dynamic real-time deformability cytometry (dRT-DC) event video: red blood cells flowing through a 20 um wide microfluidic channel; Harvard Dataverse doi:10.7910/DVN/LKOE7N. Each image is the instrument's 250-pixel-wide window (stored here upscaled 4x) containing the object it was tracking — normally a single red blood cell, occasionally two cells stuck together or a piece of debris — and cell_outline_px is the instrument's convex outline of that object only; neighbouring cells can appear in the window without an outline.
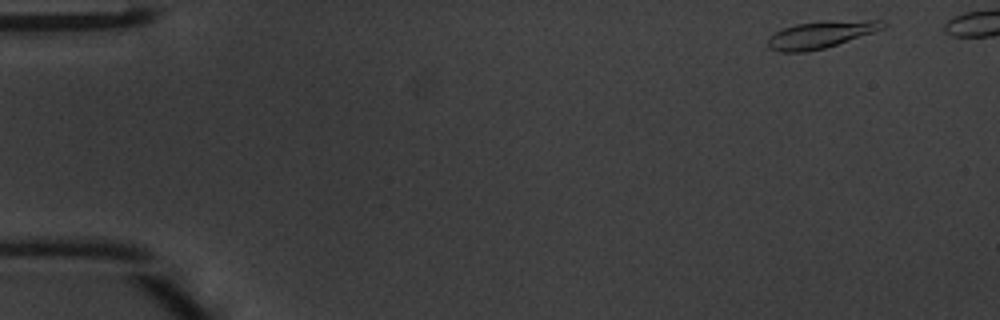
{"species": "common noctule bat (a hibernating species)", "species_latin": "Nyctalus noctula", "temperature_condition": "warm", "stored_images_in_passage": 41, "camera_frame_rate_fps": 3000, "um_per_image_px": 0.085, "animal": {"sex": "male", "body_mass_g": 20.1, "forearm_length_mm": 53.5}, "frame": {"image": 1, "passage_image": 1, "time_ms": 0.0, "image_size_px": [1000, 320], "cell_outline_px": [[888, 24], [884, 28], [824, 48], [804, 52], [780, 52], [768, 48], [768, 36], [784, 28], [796, 24], [824, 20], [880, 20]], "centroid_in_image_um": [69.74, 2.93], "position_along_channel_um": 15.3, "area_um2": 18.03}}
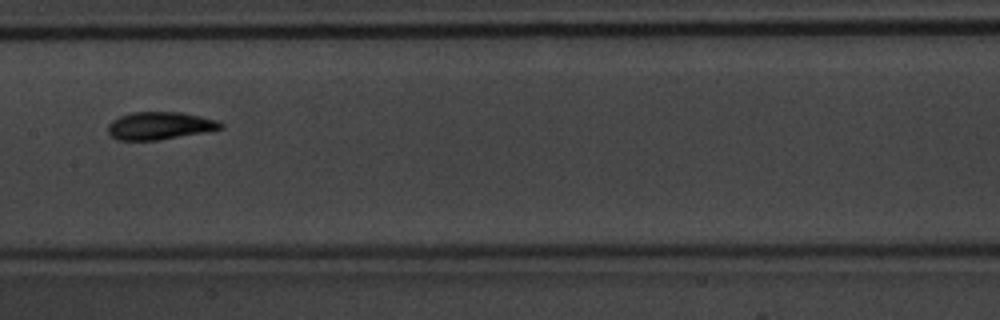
{"frame": {"image": 2, "passage_image": 22, "time_ms": 7.0, "image_size_px": [1000, 320], "cell_outline_px": [[224, 128], [204, 132], [156, 140], [116, 140], [108, 132], [108, 124], [112, 120], [120, 116], [132, 112], [180, 112], [200, 116], [216, 120], [224, 124]], "centroid_in_image_um": [13.56, 10.68], "position_along_channel_um": 193.8, "area_um2": 18.03}}
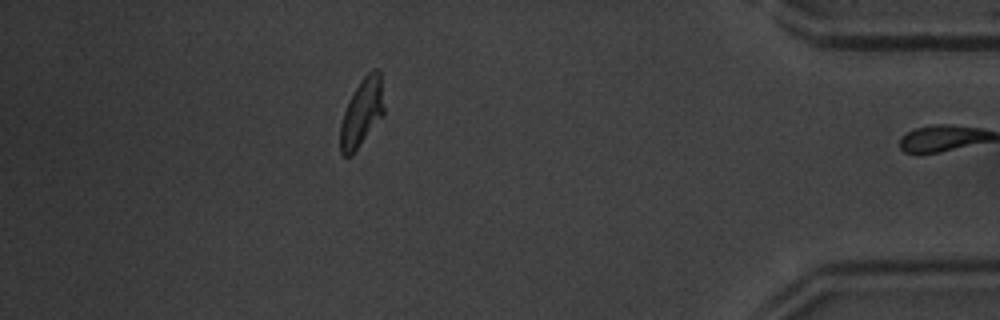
{"frame": {"image": 3, "passage_image": 40, "time_ms": 13.0, "image_size_px": [1000, 320], "cell_outline_px": [[384, 112], [352, 156], [344, 156], [340, 152], [340, 124], [348, 100], [364, 76], [372, 68], [376, 68], [380, 72], [384, 108]], "centroid_in_image_um": [30.73, 9.57], "position_along_channel_um": 404.5, "area_um2": 17.05}, "authors_computed_cell_mechanics": {"area_um2": 17.5134, "velocity_mm_per_s": 4.2188, "shape_relaxation_time_tau1_ms": 2.2637, "shape_relaxation_time_tau2_ms": 1.5552, "deformation_change_tau1": 0.1641, "deformation_change_tau2": 0.0839}}